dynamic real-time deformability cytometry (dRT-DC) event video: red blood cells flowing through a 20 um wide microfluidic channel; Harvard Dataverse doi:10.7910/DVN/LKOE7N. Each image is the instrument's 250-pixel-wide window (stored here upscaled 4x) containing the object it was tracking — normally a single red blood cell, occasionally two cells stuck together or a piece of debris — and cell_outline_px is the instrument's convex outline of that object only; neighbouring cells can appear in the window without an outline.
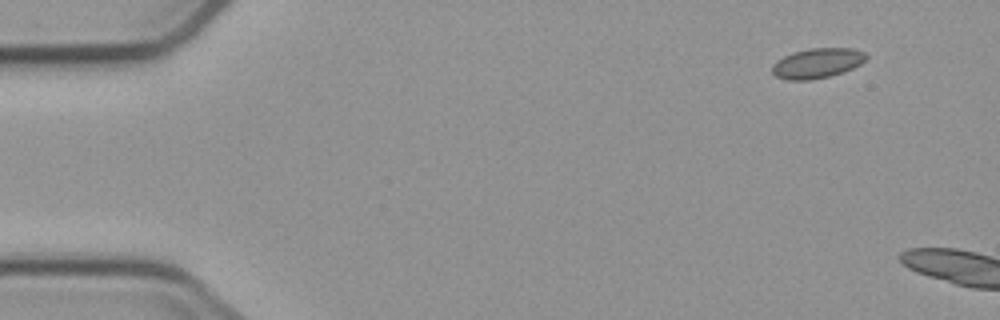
{"species": "common noctule bat (a hibernating species)", "species_latin": "Nyctalus noctula", "temperature_condition": "cold", "stored_images_in_passage": 3, "camera_frame_rate_fps": 3000, "um_per_image_px": 0.085, "animal": {"sex": "male", "body_mass_g": 23.1, "forearm_length_mm": 52.7}, "frame": {"image": 1, "passage_image": 1, "time_ms": 0.0, "image_size_px": [1000, 320], "cell_outline_px": [[868, 56], [860, 64], [852, 68], [828, 76], [812, 80], [784, 80], [776, 76], [772, 72], [772, 64], [776, 60], [792, 52], [808, 48], [852, 48], [864, 52]], "centroid_in_image_um": [69.41, 5.36], "position_along_channel_um": 15.6, "area_um2": 16.42}}